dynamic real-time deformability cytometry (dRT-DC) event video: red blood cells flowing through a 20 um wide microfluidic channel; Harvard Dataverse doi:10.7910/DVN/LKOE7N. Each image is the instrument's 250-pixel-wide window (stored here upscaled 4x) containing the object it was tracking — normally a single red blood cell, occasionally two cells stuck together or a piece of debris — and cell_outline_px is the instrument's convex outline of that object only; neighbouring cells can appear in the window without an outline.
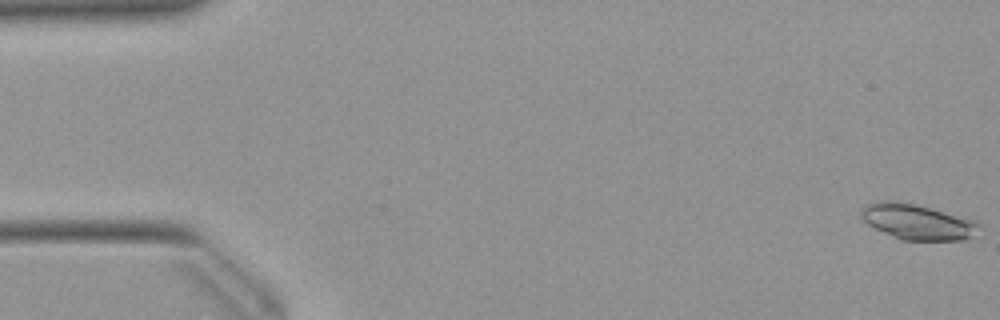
{"species": "Egyptian fruit bat (a non-hibernating species)", "species_latin": "Rousettus aegyptiacus", "temperature_condition": "warm", "stored_images_in_passage": 53, "camera_frame_rate_fps": 3000, "um_per_image_px": 0.085, "animal": {"sex": "female"}, "frame": {"image": 1, "passage_image": 1, "time_ms": 0.0, "image_size_px": [1000, 320], "cell_outline_px": [[980, 224], [972, 236], [964, 240], [900, 240], [868, 224], [860, 216], [860, 208], [868, 204], [880, 200], [896, 200], [916, 204], [976, 220]], "centroid_in_image_um": [77.95, 18.84], "position_along_channel_um": 7.1, "area_um2": 24.33}}
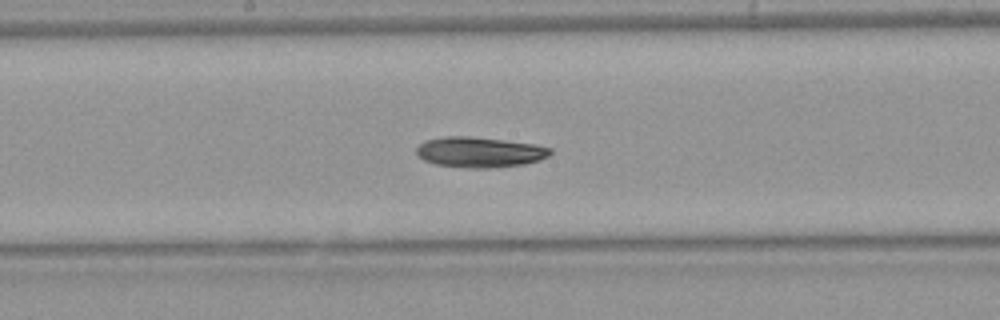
{"frame": {"image": 2, "passage_image": 27, "time_ms": 8.667, "image_size_px": [1000, 320], "cell_outline_px": [[552, 152], [548, 156], [540, 160], [524, 164], [492, 168], [464, 168], [436, 164], [424, 160], [416, 156], [416, 148], [424, 140], [444, 136], [468, 136], [504, 140], [536, 144], [552, 148]], "centroid_in_image_um": [40.75, 12.93], "position_along_channel_um": 207.4, "area_um2": 23.99}}
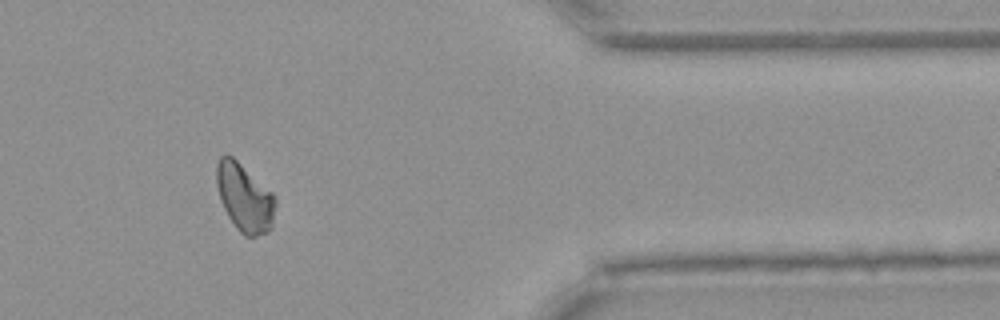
{"frame": {"image": 3, "passage_image": 43, "time_ms": 14.0, "image_size_px": [1000, 320], "cell_outline_px": [[276, 204], [272, 224], [268, 232], [256, 236], [244, 236], [236, 228], [228, 216], [220, 200], [216, 184], [216, 164], [220, 156], [224, 152], [232, 156], [272, 192], [276, 196]], "centroid_in_image_um": [20.77, 16.78], "position_along_channel_um": 390.6, "area_um2": 23.47}}